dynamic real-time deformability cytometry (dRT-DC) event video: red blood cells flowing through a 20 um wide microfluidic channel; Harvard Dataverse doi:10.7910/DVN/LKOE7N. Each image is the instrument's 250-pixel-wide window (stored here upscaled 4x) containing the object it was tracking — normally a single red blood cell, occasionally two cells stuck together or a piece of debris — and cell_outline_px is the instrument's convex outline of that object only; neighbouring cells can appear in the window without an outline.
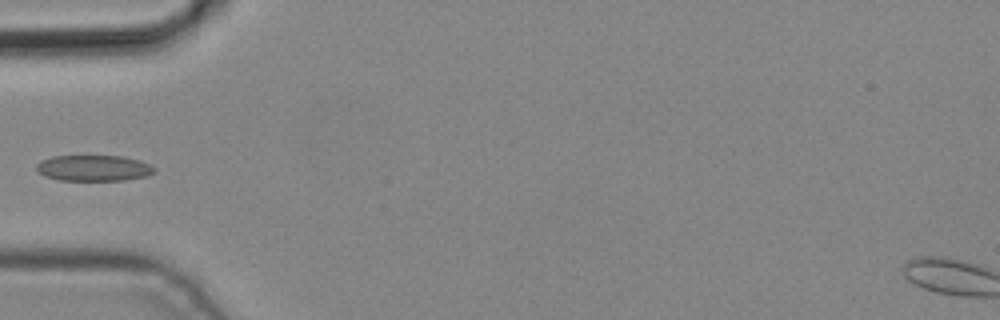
{"species": "common noctule bat (a hibernating species)", "species_latin": "Nyctalus noctula", "temperature_condition": "cold", "stored_images_in_passage": 4, "camera_frame_rate_fps": 3000, "um_per_image_px": 0.085, "animal": {"sex": "male", "body_mass_g": 19.2, "forearm_length_mm": 51.8}, "frame": {"image": 1, "passage_image": 4, "time_ms": 1.0, "image_size_px": [1000, 320], "cell_outline_px": [[156, 172], [144, 176], [124, 180], [60, 180], [44, 176], [36, 168], [36, 164], [40, 160], [52, 156], [120, 156], [140, 160], [156, 168]], "centroid_in_image_um": [7.95, 14.28], "position_along_channel_um": 77.1, "area_um2": 17.74}}